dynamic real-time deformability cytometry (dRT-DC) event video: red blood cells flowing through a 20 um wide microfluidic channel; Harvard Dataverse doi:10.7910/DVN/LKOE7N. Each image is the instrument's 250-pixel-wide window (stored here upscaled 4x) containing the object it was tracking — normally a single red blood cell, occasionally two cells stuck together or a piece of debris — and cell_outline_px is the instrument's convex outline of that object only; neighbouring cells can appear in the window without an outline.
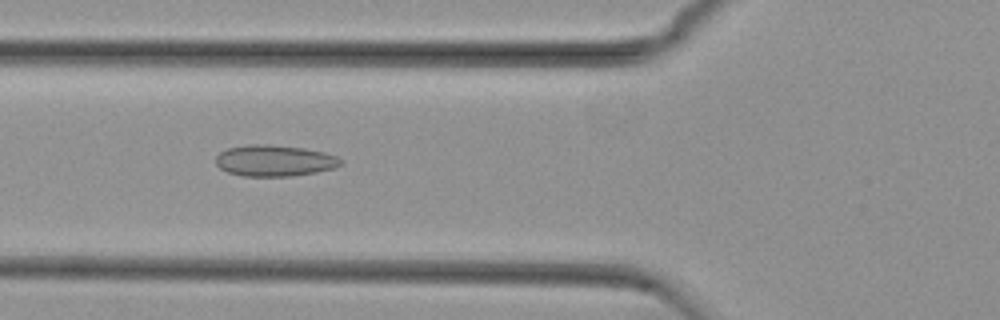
{"species": "common noctule bat (a hibernating species)", "species_latin": "Nyctalus noctula", "temperature_condition": "cold", "stored_images_in_passage": 54, "camera_frame_rate_fps": 3000, "um_per_image_px": 0.085, "animal": {"sex": "female", "body_mass_g": 29.2, "forearm_length_mm": 56.3}, "frame": {"image": 1, "passage_image": 20, "time_ms": 6.333, "image_size_px": [1000, 320], "cell_outline_px": [[340, 164], [336, 168], [316, 172], [292, 176], [244, 176], [228, 172], [220, 168], [216, 164], [216, 156], [220, 152], [228, 148], [248, 144], [268, 144], [304, 148], [324, 152], [336, 156], [340, 160]], "centroid_in_image_um": [23.31, 13.65], "position_along_channel_um": 102.5, "area_um2": 22.72}}
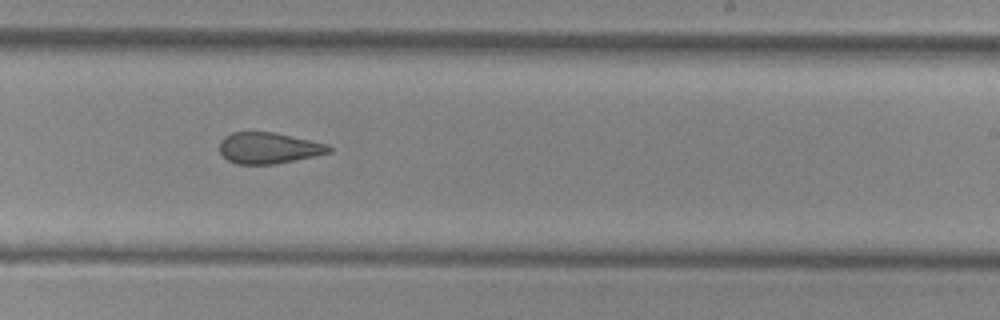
{"frame": {"image": 2, "passage_image": 33, "time_ms": 10.667, "image_size_px": [1000, 320], "cell_outline_px": [[332, 152], [316, 156], [276, 164], [236, 164], [228, 160], [220, 152], [220, 140], [224, 136], [232, 132], [272, 132], [328, 144], [332, 148]], "centroid_in_image_um": [22.84, 12.59], "position_along_channel_um": 266.2, "area_um2": 19.88}}
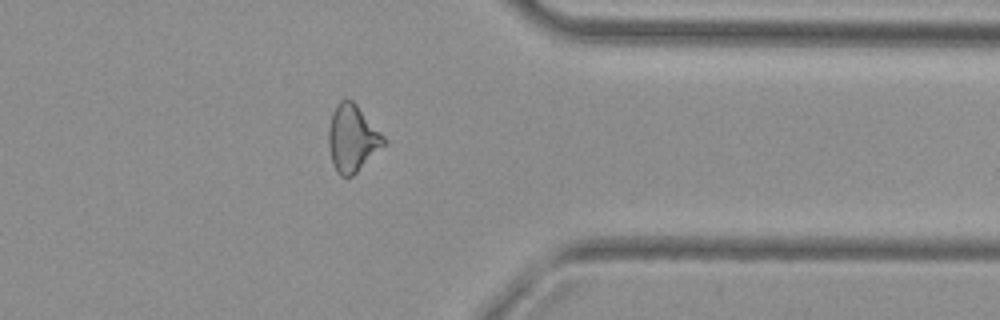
{"frame": {"image": 3, "passage_image": 43, "time_ms": 14.0, "image_size_px": [1000, 320], "cell_outline_px": [[388, 140], [352, 176], [340, 176], [336, 172], [332, 164], [328, 148], [328, 128], [332, 112], [336, 104], [340, 100], [352, 100], [356, 104]], "centroid_in_image_um": [29.91, 11.75], "position_along_channel_um": 381.5, "area_um2": 21.39}, "authors_computed_cell_mechanics": {"area_um2": 21.964, "velocity_mm_per_s": 3.7775, "shape_relaxation_time_tau1_ms": null, "shape_relaxation_time_tau2_ms": 2.3076, "deformation_change_tau1": null, "deformation_change_tau2": 0.0987}}